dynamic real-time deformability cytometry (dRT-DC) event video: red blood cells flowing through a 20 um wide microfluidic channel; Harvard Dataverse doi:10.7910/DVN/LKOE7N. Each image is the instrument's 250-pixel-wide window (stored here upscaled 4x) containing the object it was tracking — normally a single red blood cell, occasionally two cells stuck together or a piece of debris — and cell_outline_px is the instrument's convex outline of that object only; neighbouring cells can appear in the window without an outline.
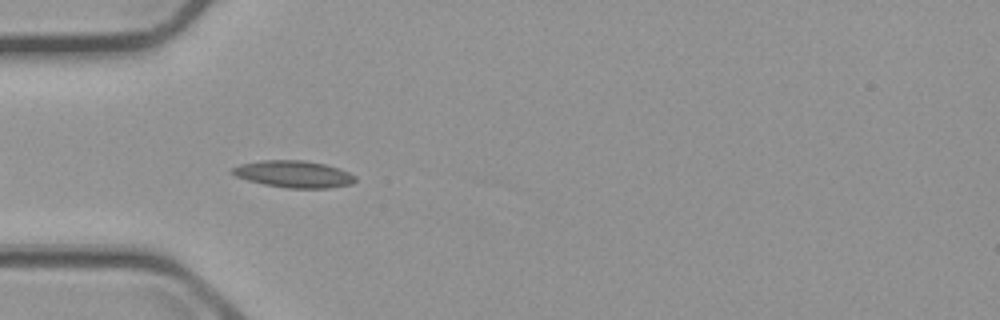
{"species": "common noctule bat (a hibernating species)", "species_latin": "Nyctalus noctula", "temperature_condition": "cold", "stored_images_in_passage": 6, "camera_frame_rate_fps": 3000, "um_per_image_px": 0.085, "animal": {"sex": "male", "body_mass_g": 23.1, "forearm_length_mm": 52.7}, "frame": {"image": 1, "passage_image": 5, "time_ms": 4.667, "image_size_px": [1000, 320], "cell_outline_px": [[356, 180], [352, 184], [328, 188], [288, 188], [264, 184], [248, 180], [236, 176], [232, 172], [232, 168], [240, 164], [260, 160], [304, 160], [324, 164], [340, 168], [356, 176]], "centroid_in_image_um": [24.99, 14.79], "position_along_channel_um": 60.0, "area_um2": 19.25}}
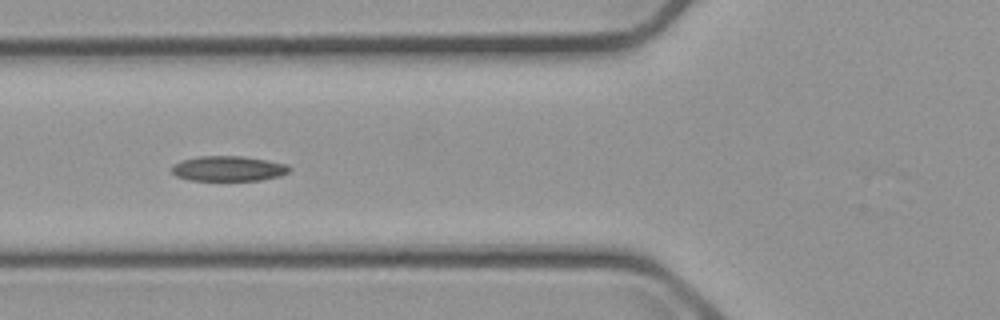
{"frame": {"image": 2, "passage_image": 6, "time_ms": 6.0, "image_size_px": [1000, 320], "cell_outline_px": [[292, 168], [288, 172], [280, 176], [260, 180], [188, 180], [176, 176], [172, 172], [172, 164], [180, 160], [200, 156], [240, 156], [288, 164]], "centroid_in_image_um": [19.39, 14.33], "position_along_channel_um": 106.4, "area_um2": 17.22}}